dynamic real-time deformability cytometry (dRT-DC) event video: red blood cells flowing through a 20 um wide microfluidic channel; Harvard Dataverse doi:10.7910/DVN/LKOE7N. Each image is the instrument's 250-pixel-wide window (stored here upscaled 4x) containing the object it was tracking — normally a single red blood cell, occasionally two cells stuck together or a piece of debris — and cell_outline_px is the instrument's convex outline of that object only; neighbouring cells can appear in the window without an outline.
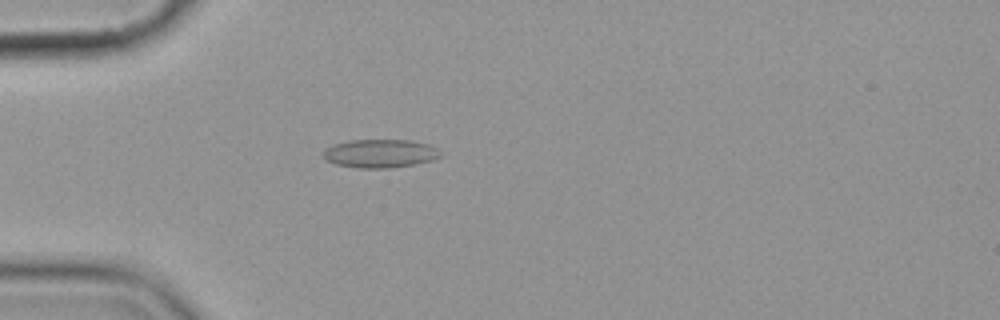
{"species": "common noctule bat (a hibernating species)", "species_latin": "Nyctalus noctula", "temperature_condition": "cold", "stored_images_in_passage": 3, "camera_frame_rate_fps": 3000, "um_per_image_px": 0.085, "animal": {"sex": "female", "body_mass_g": 19.9}, "frame": {"image": 1, "passage_image": 3, "time_ms": 2.333, "image_size_px": [1000, 320], "cell_outline_px": [[444, 156], [432, 160], [412, 164], [388, 168], [360, 168], [336, 164], [324, 160], [324, 148], [332, 144], [348, 140], [412, 140], [428, 144], [444, 152]], "centroid_in_image_um": [32.32, 13.03], "position_along_channel_um": 52.7, "area_um2": 19.59}}